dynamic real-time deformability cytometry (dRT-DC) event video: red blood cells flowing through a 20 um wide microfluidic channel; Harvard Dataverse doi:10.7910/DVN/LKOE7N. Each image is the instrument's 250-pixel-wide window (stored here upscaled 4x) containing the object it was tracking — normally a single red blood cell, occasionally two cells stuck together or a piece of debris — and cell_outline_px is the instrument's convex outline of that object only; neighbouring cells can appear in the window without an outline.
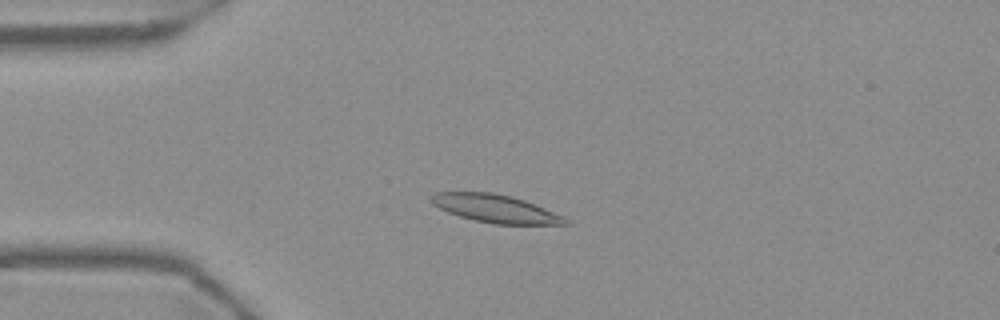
{"species": "Egyptian fruit bat (a non-hibernating species)", "species_latin": "Rousettus aegyptiacus", "temperature_condition": "warm", "stored_images_in_passage": 46, "camera_frame_rate_fps": 3000, "um_per_image_px": 0.085, "frame": {"image": 1, "passage_image": 5, "time_ms": 1.333, "image_size_px": [1000, 320], "cell_outline_px": [[568, 224], [492, 224], [460, 216], [448, 212], [432, 204], [428, 200], [428, 196], [436, 192], [492, 192], [512, 196], [524, 200], [564, 216], [568, 220]], "centroid_in_image_um": [42.06, 17.72], "position_along_channel_um": 42.9, "area_um2": 21.79}}
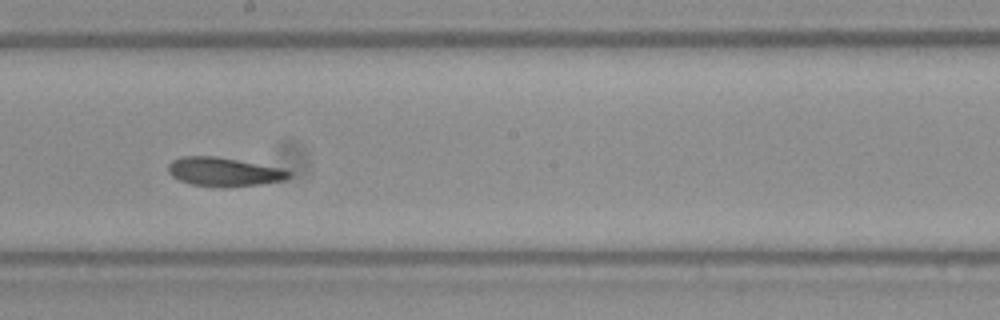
{"frame": {"image": 2, "passage_image": 22, "time_ms": 7.0, "image_size_px": [1000, 320], "cell_outline_px": [[292, 172], [284, 180], [264, 184], [224, 188], [192, 184], [180, 180], [172, 176], [168, 172], [168, 164], [172, 160], [180, 156], [216, 156], [284, 168]], "centroid_in_image_um": [19.04, 14.61], "position_along_channel_um": 229.2, "area_um2": 20.52}}
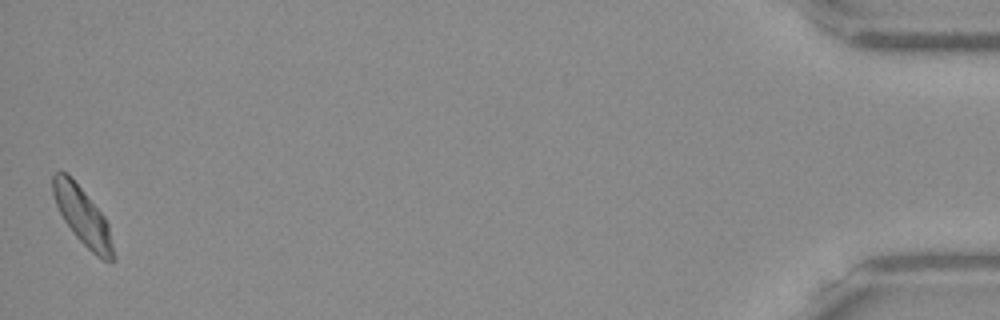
{"frame": {"image": 3, "passage_image": 46, "time_ms": 15.0, "image_size_px": [1000, 320], "cell_outline_px": [[116, 260], [104, 260], [96, 256], [76, 236], [64, 220], [56, 204], [52, 192], [52, 176], [56, 172], [68, 172], [104, 216], [108, 224]], "centroid_in_image_um": [7.02, 18.36], "position_along_channel_um": 428.2, "area_um2": 20.0}, "authors_computed_cell_mechanics": {"area_um2": 20.3167, "velocity_mm_per_s": 3.674, "shape_relaxation_time_tau1_ms": null, "shape_relaxation_time_tau2_ms": 2.7545, "deformation_change_tau1": null, "deformation_change_tau2": 0.0683}}